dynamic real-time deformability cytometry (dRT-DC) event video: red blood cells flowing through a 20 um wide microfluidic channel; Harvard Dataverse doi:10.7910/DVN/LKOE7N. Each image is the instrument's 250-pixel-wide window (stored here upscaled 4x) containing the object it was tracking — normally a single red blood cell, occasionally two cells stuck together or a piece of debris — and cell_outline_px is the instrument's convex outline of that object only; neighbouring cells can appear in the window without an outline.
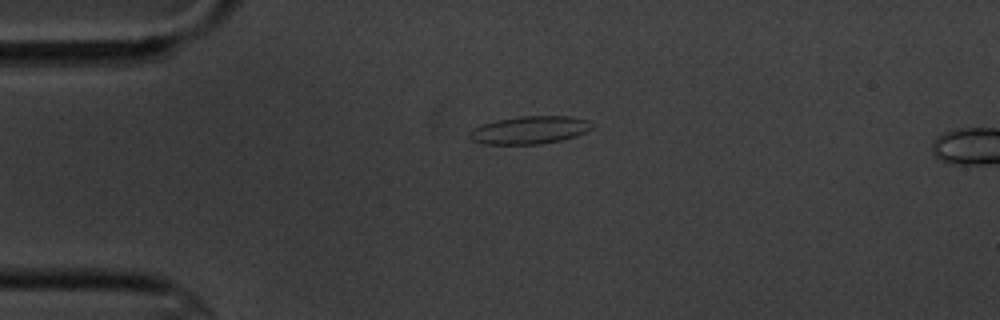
{"species": "common noctule bat (a hibernating species)", "species_latin": "Nyctalus noctula", "temperature_condition": "cold", "stored_images_in_passage": 4, "camera_frame_rate_fps": 3000, "um_per_image_px": 0.085, "animal": {"sex": "male", "body_mass_g": 20.1, "forearm_length_mm": 53.5}, "frame": {"image": 1, "passage_image": 3, "time_ms": 2.333, "image_size_px": [1000, 320], "cell_outline_px": [[596, 124], [592, 128], [576, 136], [560, 140], [540, 144], [484, 144], [472, 140], [468, 136], [468, 132], [472, 128], [496, 120], [520, 116], [572, 116], [588, 120]], "centroid_in_image_um": [45.03, 11.04], "position_along_channel_um": 40.0, "area_um2": 19.94}}